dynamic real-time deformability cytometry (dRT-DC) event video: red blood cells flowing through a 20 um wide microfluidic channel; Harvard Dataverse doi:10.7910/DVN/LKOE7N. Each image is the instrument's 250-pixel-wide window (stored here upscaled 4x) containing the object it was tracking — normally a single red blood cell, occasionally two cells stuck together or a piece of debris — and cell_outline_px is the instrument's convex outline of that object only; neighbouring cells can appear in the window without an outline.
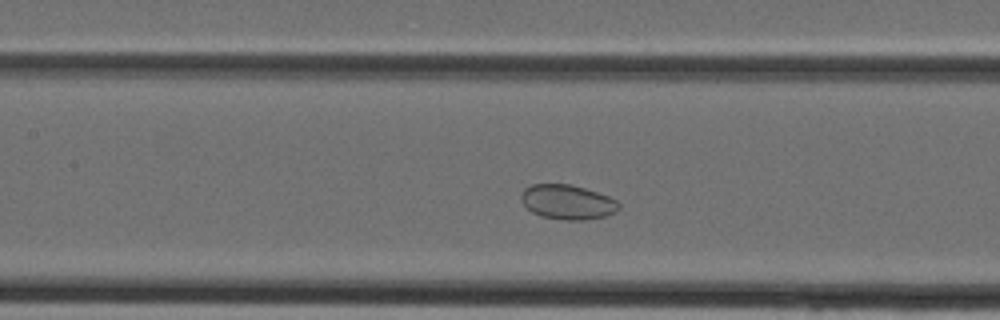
{"species": "Egyptian fruit bat (a non-hibernating species)", "species_latin": "Rousettus aegyptiacus", "temperature_condition": "cold", "stored_images_in_passage": 27, "camera_frame_rate_fps": 3000, "um_per_image_px": 0.085, "animal": {"sex": "female"}, "frame": {"image": 1, "passage_image": 11, "time_ms": 3.333, "image_size_px": [1000, 320], "cell_outline_px": [[620, 208], [616, 212], [604, 216], [584, 220], [564, 220], [544, 216], [532, 212], [524, 204], [520, 196], [524, 188], [532, 184], [572, 184], [608, 196], [616, 200], [620, 204]], "centroid_in_image_um": [48.25, 17.17], "position_along_channel_um": 159.2, "area_um2": 19.59}}
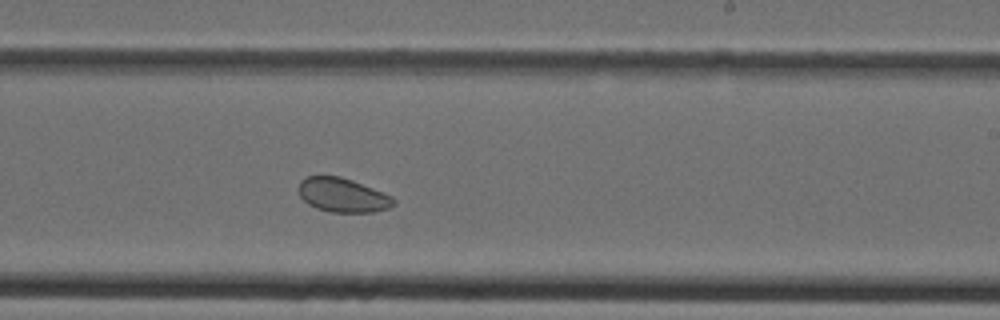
{"frame": {"image": 2, "passage_image": 17, "time_ms": 5.333, "image_size_px": [1000, 320], "cell_outline_px": [[396, 204], [388, 208], [372, 212], [328, 212], [316, 208], [308, 204], [300, 196], [300, 180], [308, 176], [340, 176], [352, 180], [392, 196], [396, 200]], "centroid_in_image_um": [29.14, 16.59], "position_along_channel_um": 259.9, "area_um2": 18.79}}
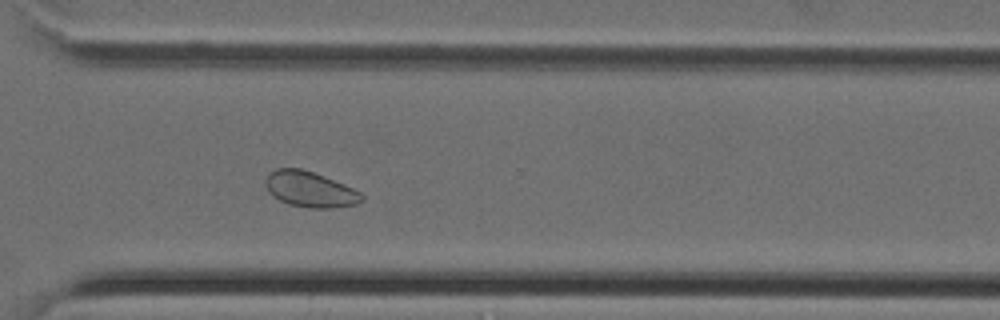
{"frame": {"image": 3, "passage_image": 22, "time_ms": 7.0, "image_size_px": [1000, 320], "cell_outline_px": [[364, 200], [356, 204], [332, 208], [308, 208], [288, 204], [272, 196], [268, 192], [264, 184], [264, 180], [268, 172], [276, 168], [300, 168], [312, 172], [344, 184], [360, 192], [364, 196]], "centroid_in_image_um": [26.3, 16.09], "position_along_channel_um": 344.3, "area_um2": 20.11}}